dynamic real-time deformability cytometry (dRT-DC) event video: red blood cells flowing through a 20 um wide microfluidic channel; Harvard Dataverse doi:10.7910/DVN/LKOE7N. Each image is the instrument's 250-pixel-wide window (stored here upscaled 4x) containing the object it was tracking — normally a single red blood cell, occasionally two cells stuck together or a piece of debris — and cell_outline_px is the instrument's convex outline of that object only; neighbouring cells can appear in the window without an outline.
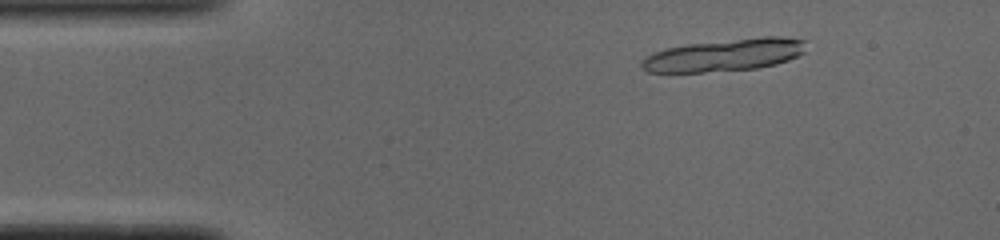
{"species": "common noctule bat (a hibernating species)", "species_latin": "Nyctalus noctula", "temperature_condition": "cold", "stored_images_in_passage": 16, "camera_frame_rate_fps": 3000, "um_per_image_px": 0.085, "animal": {"sex": "male", "body_mass_g": 19.0, "forearm_length_mm": 50.8}, "frame": {"image": 1, "passage_image": 7, "time_ms": 2.0, "image_size_px": [1000, 240], "cell_outline_px": [[804, 52], [788, 60], [776, 64], [756, 68], [704, 72], [648, 72], [640, 64], [640, 60], [656, 52], [668, 48], [688, 44], [764, 36], [780, 36], [804, 40]], "centroid_in_image_um": [61.59, 4.68], "position_along_channel_um": 23.4, "area_um2": 30.58}}